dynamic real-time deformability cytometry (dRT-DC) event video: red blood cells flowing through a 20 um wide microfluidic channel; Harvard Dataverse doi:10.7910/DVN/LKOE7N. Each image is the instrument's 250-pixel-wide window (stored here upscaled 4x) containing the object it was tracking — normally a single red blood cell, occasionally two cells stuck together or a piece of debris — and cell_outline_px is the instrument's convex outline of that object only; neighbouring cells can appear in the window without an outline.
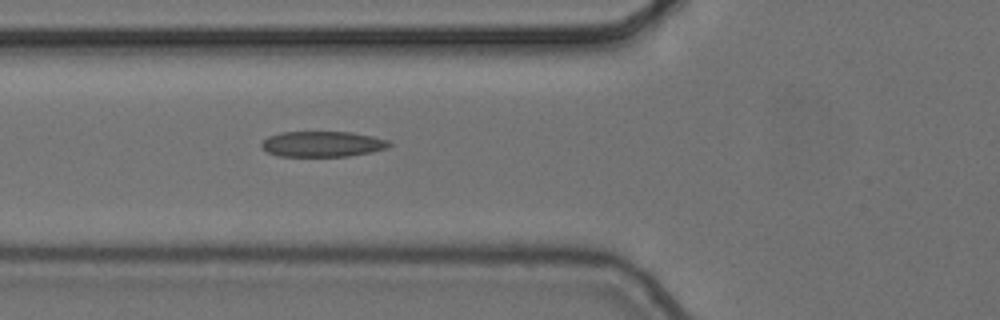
{"species": "common noctule bat (a hibernating species)", "species_latin": "Nyctalus noctula", "temperature_condition": "cold", "stored_images_in_passage": 6, "camera_frame_rate_fps": 3000, "um_per_image_px": 0.085, "animal": {"sex": "female", "body_mass_g": 24.6, "forearm_length_mm": 56.2}, "frame": {"image": 1, "passage_image": 6, "time_ms": 1.667, "image_size_px": [1000, 320], "cell_outline_px": [[392, 144], [388, 148], [372, 152], [348, 156], [280, 156], [268, 152], [260, 144], [268, 136], [280, 132], [352, 132], [372, 136], [388, 140]], "centroid_in_image_um": [27.44, 12.24], "position_along_channel_um": 98.4, "area_um2": 19.02}}